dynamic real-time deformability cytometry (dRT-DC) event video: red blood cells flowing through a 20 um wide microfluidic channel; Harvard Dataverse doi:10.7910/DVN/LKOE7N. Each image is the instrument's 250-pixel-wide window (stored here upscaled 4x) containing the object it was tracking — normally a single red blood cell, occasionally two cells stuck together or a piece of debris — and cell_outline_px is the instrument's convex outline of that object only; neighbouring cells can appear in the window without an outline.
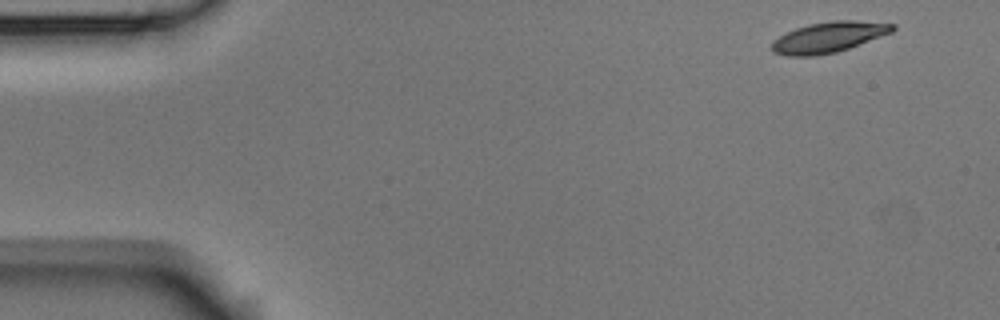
{"species": "Egyptian fruit bat (a non-hibernating species)", "species_latin": "Rousettus aegyptiacus", "temperature_condition": "room temperature", "stored_images_in_passage": 6, "camera_frame_rate_fps": 3000, "um_per_image_px": 0.085, "animal": {"sex": "male"}, "frame": {"image": 1, "passage_image": 1, "time_ms": 0.0, "image_size_px": [1000, 320], "cell_outline_px": [[896, 28], [892, 32], [848, 48], [836, 52], [816, 56], [788, 56], [772, 52], [772, 40], [796, 28], [808, 24], [832, 20], [856, 20], [896, 24]], "centroid_in_image_um": [70.43, 3.16], "position_along_channel_um": 14.6, "area_um2": 21.5}}
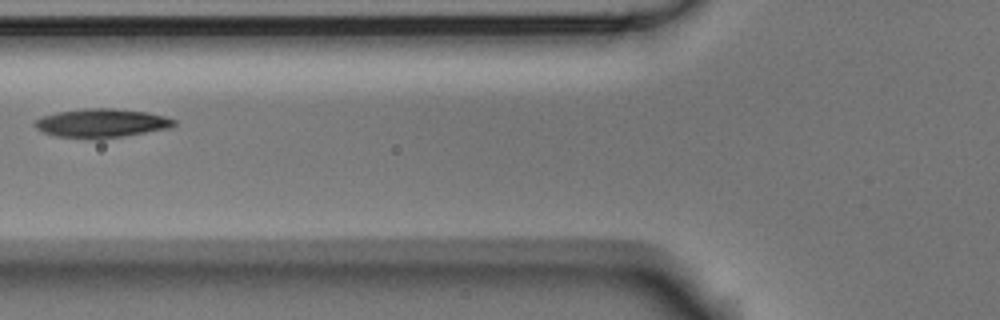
{"frame": {"image": 2, "passage_image": 5, "time_ms": 1.333, "image_size_px": [1000, 320], "cell_outline_px": [[176, 124], [172, 128], [100, 140], [52, 136], [40, 132], [32, 124], [36, 120], [44, 116], [56, 112], [84, 108], [112, 108], [148, 112], [164, 116], [176, 120]], "centroid_in_image_um": [8.61, 10.48], "position_along_channel_um": 117.2, "area_um2": 23.87}}
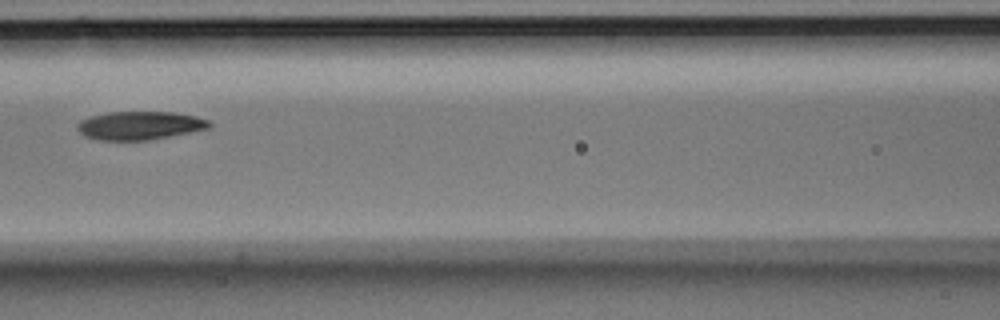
{"frame": {"image": 3, "passage_image": 6, "time_ms": 1.667, "image_size_px": [1000, 320], "cell_outline_px": [[212, 124], [208, 128], [148, 140], [100, 140], [84, 136], [76, 128], [76, 124], [80, 120], [92, 116], [108, 112], [172, 112], [196, 116], [208, 120]], "centroid_in_image_um": [11.83, 10.66], "position_along_channel_um": 154.8, "area_um2": 21.62}}